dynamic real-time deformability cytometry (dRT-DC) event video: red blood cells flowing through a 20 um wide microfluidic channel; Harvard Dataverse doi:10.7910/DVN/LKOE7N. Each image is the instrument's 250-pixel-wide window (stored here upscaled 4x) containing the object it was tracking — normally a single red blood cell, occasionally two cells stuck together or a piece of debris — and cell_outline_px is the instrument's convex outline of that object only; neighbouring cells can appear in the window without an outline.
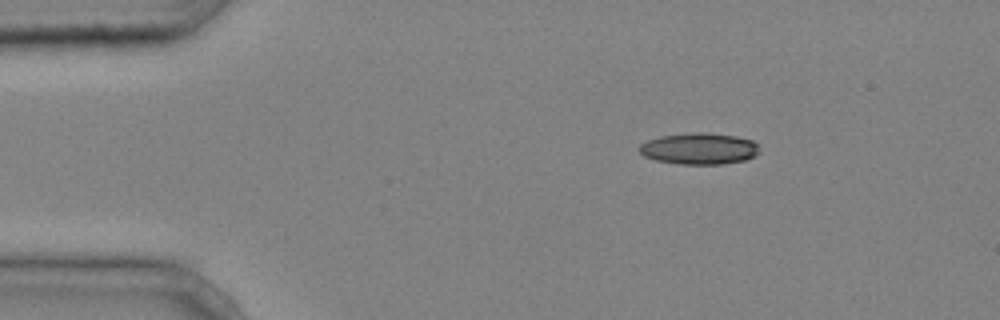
{"species": "common noctule bat (a hibernating species)", "species_latin": "Nyctalus noctula", "temperature_condition": "cold", "stored_images_in_passage": 37, "camera_frame_rate_fps": 3000, "um_per_image_px": 0.085, "animal": {"sex": "male", "body_mass_g": 20.4}, "frame": {"image": 1, "passage_image": 1, "time_ms": 0.0, "image_size_px": [1000, 320], "cell_outline_px": [[760, 152], [756, 156], [744, 160], [724, 164], [676, 164], [656, 160], [644, 156], [640, 152], [640, 144], [648, 140], [660, 136], [700, 132], [708, 132], [736, 136], [752, 140], [756, 144]], "centroid_in_image_um": [59.45, 12.64], "position_along_channel_um": 25.5, "area_um2": 22.02}}
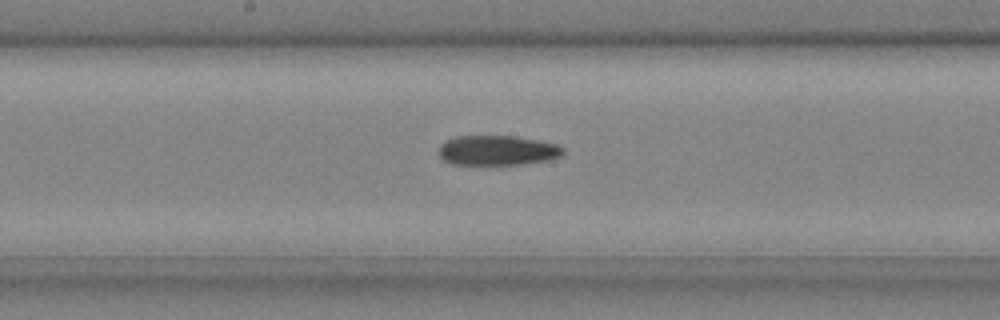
{"frame": {"image": 2, "passage_image": 18, "time_ms": 5.667, "image_size_px": [1000, 320], "cell_outline_px": [[564, 152], [560, 156], [548, 160], [524, 164], [452, 164], [444, 160], [436, 152], [440, 144], [456, 136], [512, 136], [536, 140], [556, 144], [564, 148]], "centroid_in_image_um": [42.25, 12.78], "position_along_channel_um": 206.0, "area_um2": 21.56}}
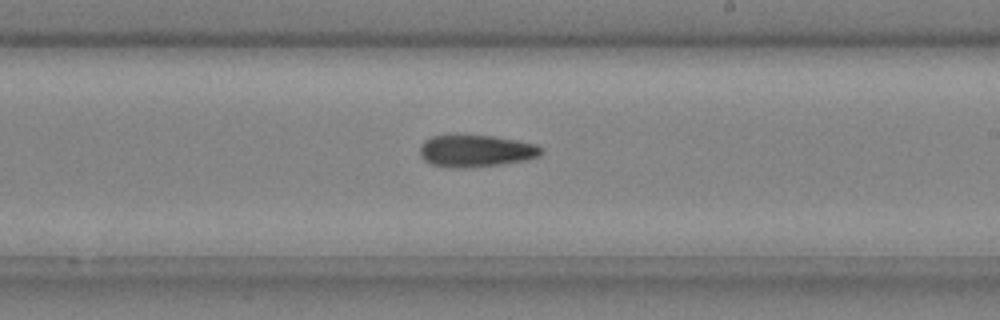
{"frame": {"image": 3, "passage_image": 21, "time_ms": 6.667, "image_size_px": [1000, 320], "cell_outline_px": [[544, 152], [540, 156], [524, 160], [500, 164], [468, 168], [456, 168], [432, 164], [424, 160], [420, 156], [420, 144], [424, 140], [432, 136], [448, 132], [456, 132], [492, 136], [516, 140], [536, 144], [544, 148]], "centroid_in_image_um": [40.41, 12.78], "position_along_channel_um": 248.6, "area_um2": 23.52}}